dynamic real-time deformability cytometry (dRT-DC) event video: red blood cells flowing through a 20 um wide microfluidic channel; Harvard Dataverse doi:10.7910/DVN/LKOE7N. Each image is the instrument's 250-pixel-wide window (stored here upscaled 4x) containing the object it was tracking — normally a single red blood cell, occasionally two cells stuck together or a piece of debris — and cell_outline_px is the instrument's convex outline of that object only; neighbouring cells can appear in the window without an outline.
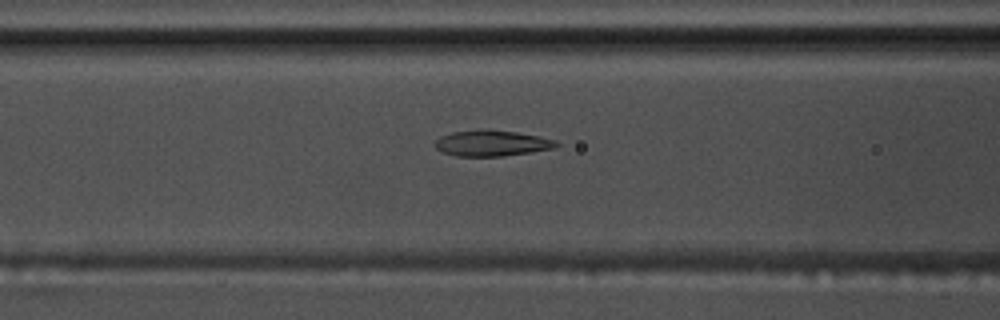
{"species": "common noctule bat (a hibernating species)", "species_latin": "Nyctalus noctula", "temperature_condition": "warm", "stored_images_in_passage": 40, "camera_frame_rate_fps": 3000, "um_per_image_px": 0.085, "animal": {"sex": "male", "body_mass_g": 17.5, "forearm_length_mm": 52.3}, "frame": {"image": 1, "passage_image": 7, "time_ms": 2.0, "image_size_px": [1000, 320], "cell_outline_px": [[560, 144], [556, 148], [500, 156], [456, 156], [444, 152], [436, 148], [432, 144], [440, 136], [452, 132], [484, 128], [488, 128], [516, 132], [556, 140]], "centroid_in_image_um": [41.77, 12.15], "position_along_channel_um": 124.8, "area_um2": 18.38}}
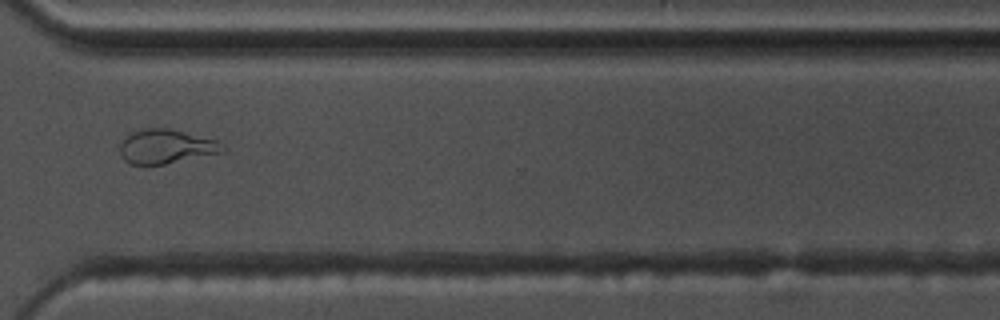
{"frame": {"image": 2, "passage_image": 26, "time_ms": 8.333, "image_size_px": [1000, 320], "cell_outline_px": [[228, 148], [224, 152], [144, 168], [128, 164], [124, 160], [120, 152], [120, 140], [132, 132], [144, 128], [168, 128], [216, 140]], "centroid_in_image_um": [14.06, 12.49], "position_along_channel_um": 356.5, "area_um2": 20.98}}
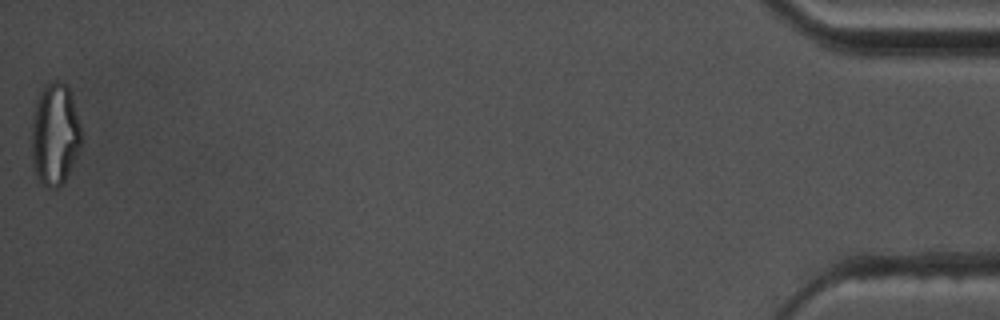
{"frame": {"image": 3, "passage_image": 40, "time_ms": 13.0, "image_size_px": [1000, 320], "cell_outline_px": [[84, 140], [64, 184], [56, 188], [48, 188], [36, 176], [32, 164], [32, 112], [36, 100], [44, 84], [52, 80], [60, 80], [68, 84], [84, 136]], "centroid_in_image_um": [4.69, 11.39], "position_along_channel_um": 430.5, "area_um2": 30.52}, "authors_computed_cell_mechanics": {"area_um2": 18.9006, "velocity_mm_per_s": 3.6609, "shape_relaxation_time_tau1_ms": 9.6233, "shape_relaxation_time_tau2_ms": 1.8921, "deformation_change_tau1": 0.2926, "deformation_change_tau2": 0.0919}}